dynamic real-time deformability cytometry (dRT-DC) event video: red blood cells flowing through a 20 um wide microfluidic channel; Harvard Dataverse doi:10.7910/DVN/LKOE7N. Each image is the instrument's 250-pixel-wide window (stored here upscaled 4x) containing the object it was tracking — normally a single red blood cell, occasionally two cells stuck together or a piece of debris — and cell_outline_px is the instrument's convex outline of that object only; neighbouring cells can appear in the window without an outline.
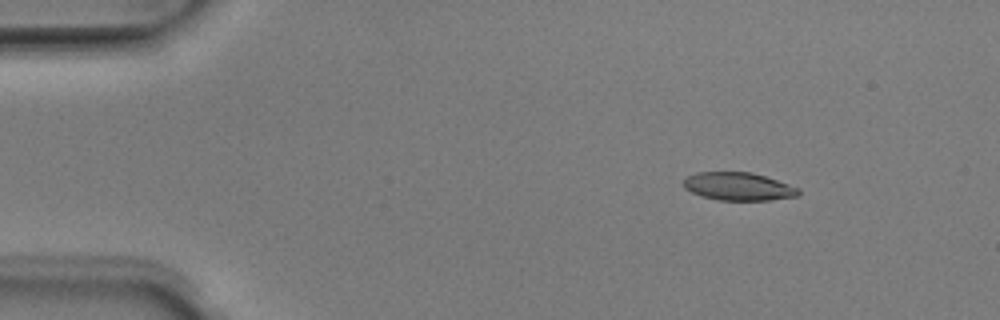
{"species": "Egyptian fruit bat (a non-hibernating species)", "species_latin": "Rousettus aegyptiacus", "temperature_condition": "room temperature", "stored_images_in_passage": 50, "camera_frame_rate_fps": 3000, "um_per_image_px": 0.085, "animal": {"sex": "male"}, "frame": {"image": 1, "passage_image": 6, "time_ms": 1.667, "image_size_px": [1000, 320], "cell_outline_px": [[800, 196], [768, 200], [716, 200], [700, 196], [684, 188], [684, 176], [696, 172], [752, 172], [800, 188]], "centroid_in_image_um": [62.74, 15.85], "position_along_channel_um": 22.3, "area_um2": 18.9}}
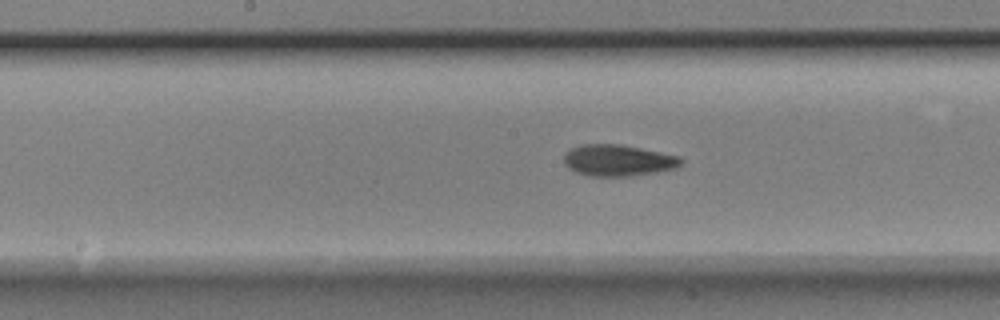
{"frame": {"image": 2, "passage_image": 25, "time_ms": 8.0, "image_size_px": [1000, 320], "cell_outline_px": [[684, 160], [676, 168], [656, 172], [632, 176], [588, 176], [576, 172], [568, 168], [564, 164], [564, 156], [572, 148], [580, 144], [620, 144], [680, 156]], "centroid_in_image_um": [52.53, 13.63], "position_along_channel_um": 195.7, "area_um2": 21.44}}
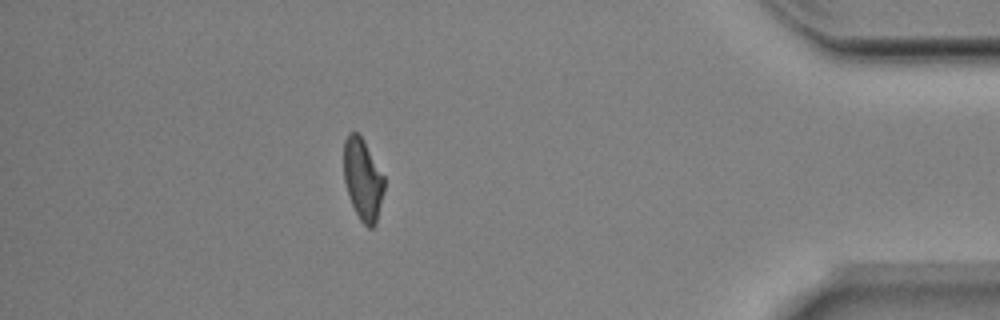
{"frame": {"image": 3, "passage_image": 44, "time_ms": 14.333, "image_size_px": [1000, 320], "cell_outline_px": [[384, 192], [376, 224], [372, 228], [368, 228], [360, 220], [352, 204], [344, 180], [344, 140], [348, 132], [356, 132], [364, 140], [384, 176]], "centroid_in_image_um": [30.85, 15.24], "position_along_channel_um": 404.4, "area_um2": 19.19}, "authors_computed_cell_mechanics": {"area_um2": 20.2878, "velocity_mm_per_s": 4.0029, "shape_relaxation_time_tau1_ms": 3.6838, "shape_relaxation_time_tau2_ms": 3.5752, "deformation_change_tau1": 0.1466, "deformation_change_tau2": 0.1093}}